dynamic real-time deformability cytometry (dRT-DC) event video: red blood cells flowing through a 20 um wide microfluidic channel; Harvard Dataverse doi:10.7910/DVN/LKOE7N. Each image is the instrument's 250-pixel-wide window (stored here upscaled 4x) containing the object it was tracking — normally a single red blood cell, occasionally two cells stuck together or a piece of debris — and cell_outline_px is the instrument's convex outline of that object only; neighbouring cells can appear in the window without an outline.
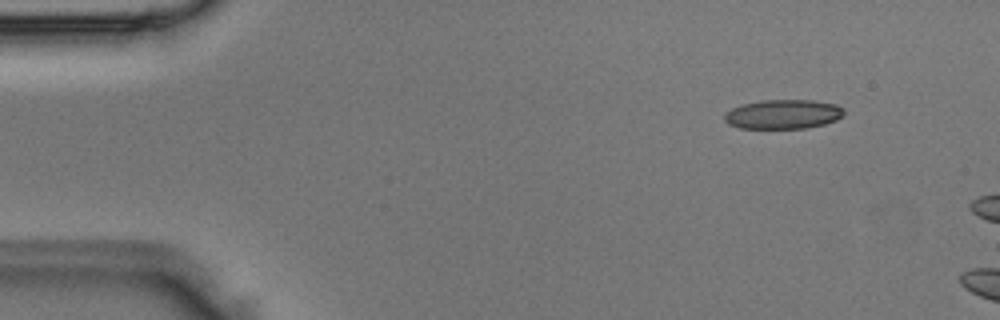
{"species": "Egyptian fruit bat (a non-hibernating species)", "species_latin": "Rousettus aegyptiacus", "temperature_condition": "room temperature", "stored_images_in_passage": 3, "camera_frame_rate_fps": 3000, "um_per_image_px": 0.085, "animal": {"sex": "male"}, "frame": {"image": 1, "passage_image": 2, "time_ms": 0.333, "image_size_px": [1000, 320], "cell_outline_px": [[844, 116], [836, 120], [824, 124], [804, 128], [740, 128], [728, 124], [724, 120], [724, 116], [732, 108], [744, 104], [760, 100], [812, 100], [836, 104], [844, 108]], "centroid_in_image_um": [66.6, 9.7], "position_along_channel_um": 18.4, "area_um2": 20.4}}